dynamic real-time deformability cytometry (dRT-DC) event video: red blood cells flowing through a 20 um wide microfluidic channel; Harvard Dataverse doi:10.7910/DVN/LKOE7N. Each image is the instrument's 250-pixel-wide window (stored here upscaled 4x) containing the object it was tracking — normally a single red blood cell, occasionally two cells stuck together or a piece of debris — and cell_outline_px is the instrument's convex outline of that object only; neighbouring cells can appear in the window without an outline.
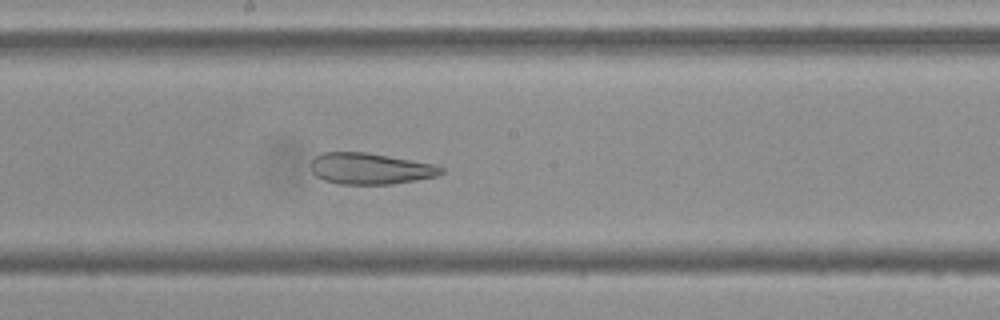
{"species": "Egyptian fruit bat (a non-hibernating species)", "species_latin": "Rousettus aegyptiacus", "temperature_condition": "cold", "stored_images_in_passage": 53, "camera_frame_rate_fps": 3000, "um_per_image_px": 0.085, "frame": {"image": 1, "passage_image": 28, "time_ms": 9.0, "image_size_px": [1000, 320], "cell_outline_px": [[444, 172], [436, 176], [416, 180], [392, 184], [340, 184], [324, 180], [316, 176], [312, 172], [312, 160], [316, 156], [324, 152], [368, 152], [436, 164], [444, 168]], "centroid_in_image_um": [31.5, 14.33], "position_along_channel_um": 216.7, "area_um2": 23.81}}
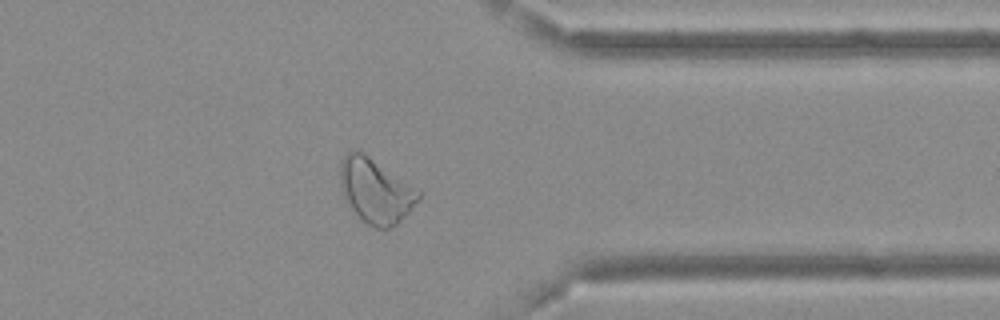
{"frame": {"image": 2, "passage_image": 42, "time_ms": 13.667, "image_size_px": [1000, 320], "cell_outline_px": [[420, 200], [396, 224], [388, 228], [376, 228], [368, 224], [352, 208], [344, 196], [340, 184], [340, 164], [344, 156], [352, 148], [360, 148], [420, 192]], "centroid_in_image_um": [31.9, 16.15], "position_along_channel_um": 379.5, "area_um2": 29.13}}
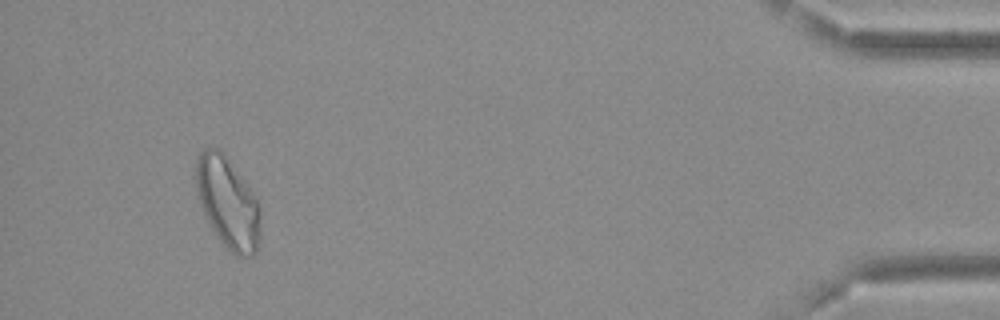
{"frame": {"image": 3, "passage_image": 50, "time_ms": 16.333, "image_size_px": [1000, 320], "cell_outline_px": [[260, 240], [256, 252], [252, 256], [236, 256], [220, 240], [212, 228], [200, 204], [196, 188], [196, 160], [200, 152], [204, 148], [216, 148], [224, 152], [256, 196], [260, 212]], "centroid_in_image_um": [19.38, 17.21], "position_along_channel_um": 415.8, "area_um2": 34.16}}